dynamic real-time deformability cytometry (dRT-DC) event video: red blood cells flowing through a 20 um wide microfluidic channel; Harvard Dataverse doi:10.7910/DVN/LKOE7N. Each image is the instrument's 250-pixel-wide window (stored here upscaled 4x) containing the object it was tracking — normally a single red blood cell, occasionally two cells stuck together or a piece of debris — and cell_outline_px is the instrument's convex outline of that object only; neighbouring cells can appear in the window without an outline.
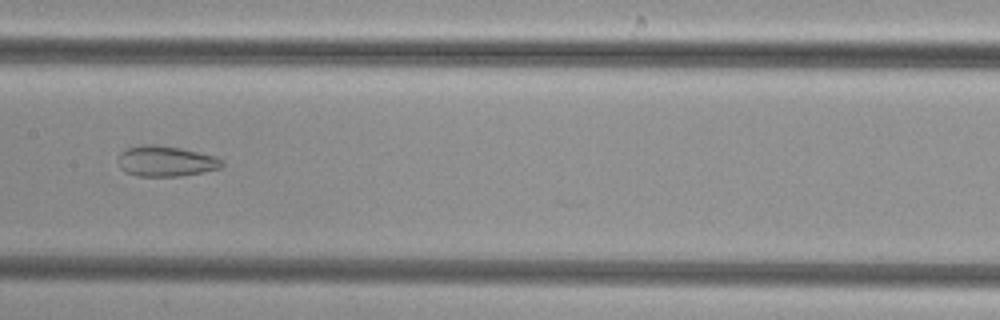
{"species": "common noctule bat (a hibernating species)", "species_latin": "Nyctalus noctula", "temperature_condition": "cold", "stored_images_in_passage": 49, "camera_frame_rate_fps": 3000, "um_per_image_px": 0.085, "animal": {"sex": "female", "body_mass_g": 29.2, "forearm_length_mm": 56.3}, "frame": {"image": 1, "passage_image": 24, "time_ms": 7.667, "image_size_px": [1000, 320], "cell_outline_px": [[224, 164], [220, 168], [180, 176], [136, 176], [124, 172], [120, 168], [120, 152], [128, 148], [144, 144], [156, 144], [180, 148], [216, 156], [224, 160]], "centroid_in_image_um": [14.1, 13.7], "position_along_channel_um": 193.3, "area_um2": 18.44}}
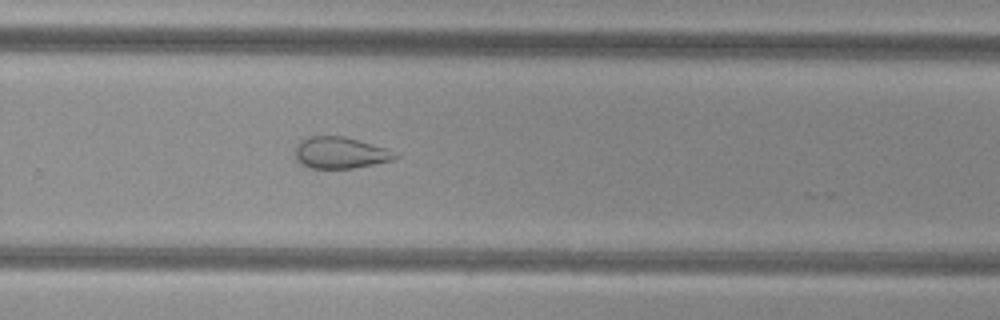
{"frame": {"image": 2, "passage_image": 32, "time_ms": 10.333, "image_size_px": [1000, 320], "cell_outline_px": [[400, 156], [396, 160], [352, 168], [308, 168], [296, 160], [296, 148], [300, 140], [308, 136], [344, 136], [384, 148]], "centroid_in_image_um": [28.9, 12.99], "position_along_channel_um": 300.9, "area_um2": 18.21}}
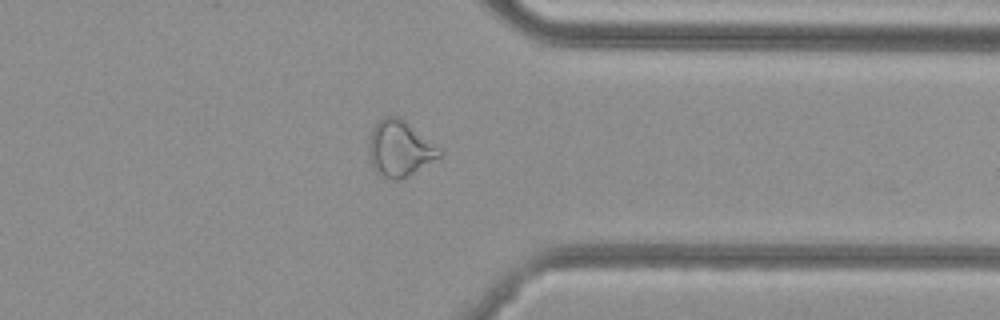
{"frame": {"image": 3, "passage_image": 38, "time_ms": 12.333, "image_size_px": [1000, 320], "cell_outline_px": [[444, 152], [440, 156], [408, 176], [396, 180], [392, 180], [380, 176], [372, 168], [368, 152], [368, 144], [372, 128], [384, 116], [400, 116], [440, 148]], "centroid_in_image_um": [33.95, 12.63], "position_along_channel_um": 377.5, "area_um2": 23.06}}